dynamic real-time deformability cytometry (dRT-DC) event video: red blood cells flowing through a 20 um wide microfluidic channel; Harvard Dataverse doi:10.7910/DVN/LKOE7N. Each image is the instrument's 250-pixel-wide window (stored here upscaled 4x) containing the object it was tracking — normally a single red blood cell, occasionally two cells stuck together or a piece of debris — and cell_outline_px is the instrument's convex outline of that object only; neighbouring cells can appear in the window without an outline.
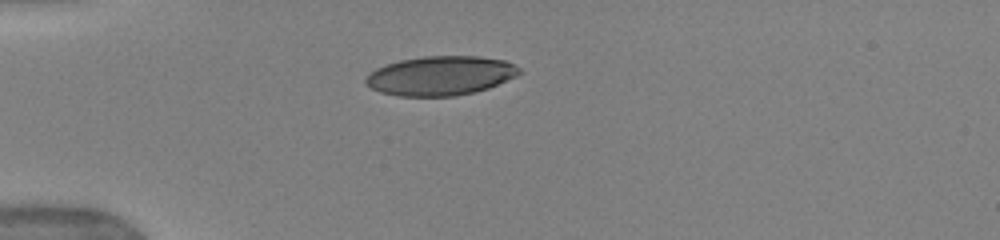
{"species": "human", "species_latin": "Homo sapiens", "temperature_condition": "warm", "stored_images_in_passage": 38, "camera_frame_rate_fps": 3000, "um_per_image_px": 0.085, "donor": {"sex": "female"}, "frame": {"image": 1, "passage_image": 1, "time_ms": 0.0, "image_size_px": [1000, 240], "cell_outline_px": [[524, 72], [516, 76], [488, 88], [476, 92], [456, 96], [396, 96], [380, 92], [364, 84], [364, 80], [376, 68], [400, 60], [424, 56], [480, 56], [504, 60], [520, 68]], "centroid_in_image_um": [37.46, 6.44], "position_along_channel_um": 47.5, "area_um2": 35.2}}
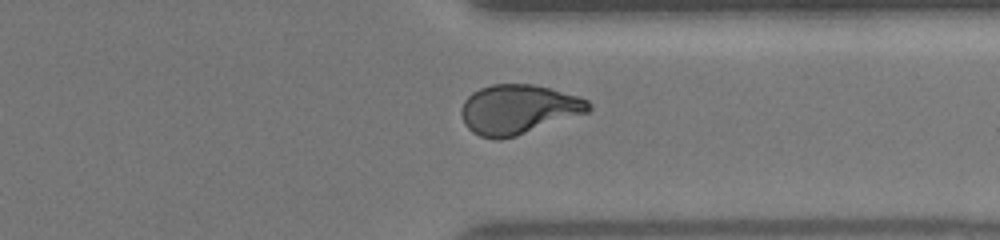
{"frame": {"image": 2, "passage_image": 27, "time_ms": 8.667, "image_size_px": [1000, 240], "cell_outline_px": [[592, 108], [588, 112], [516, 136], [500, 140], [496, 140], [480, 136], [472, 132], [464, 124], [460, 112], [464, 100], [472, 92], [480, 88], [492, 84], [532, 84], [548, 88], [576, 96], [588, 100], [592, 104]], "centroid_in_image_um": [44.02, 9.3], "position_along_channel_um": 367.4, "area_um2": 36.65}}
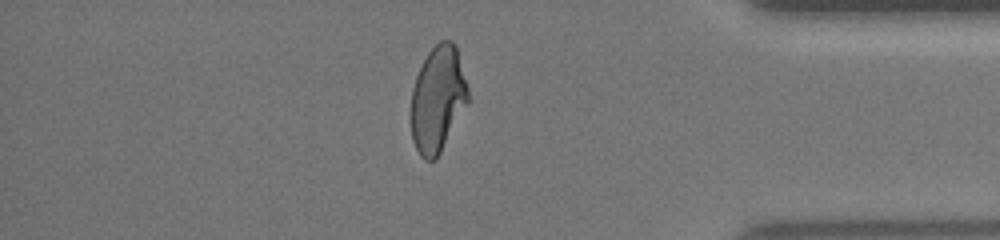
{"frame": {"image": 3, "passage_image": 31, "time_ms": 10.0, "image_size_px": [1000, 240], "cell_outline_px": [[468, 104], [436, 160], [424, 160], [420, 156], [412, 140], [412, 88], [416, 76], [428, 52], [440, 40], [452, 40], [456, 44], [468, 88]], "centroid_in_image_um": [37.22, 8.42], "position_along_channel_um": 398.0, "area_um2": 35.2}, "authors_computed_cell_mechanics": {"area_um2": 36.3273, "velocity_mm_per_s": 3.9587, "shape_relaxation_time_tau1_ms": 7.1304, "shape_relaxation_time_tau2_ms": 0.8848, "deformation_change_tau1": 0.2341, "deformation_change_tau2": 0.069}}